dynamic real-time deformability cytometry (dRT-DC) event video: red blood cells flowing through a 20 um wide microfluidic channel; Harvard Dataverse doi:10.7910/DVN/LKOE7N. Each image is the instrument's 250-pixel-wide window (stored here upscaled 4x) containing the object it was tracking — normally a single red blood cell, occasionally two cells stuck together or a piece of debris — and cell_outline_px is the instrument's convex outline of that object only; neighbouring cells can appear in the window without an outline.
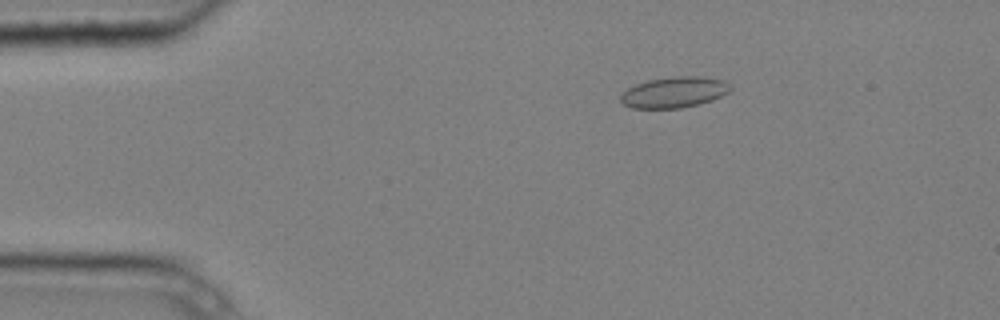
{"species": "common noctule bat (a hibernating species)", "species_latin": "Nyctalus noctula", "temperature_condition": "cold", "stored_images_in_passage": 4, "camera_frame_rate_fps": 3000, "um_per_image_px": 0.085, "animal": {"sex": "male", "body_mass_g": 20.4}, "frame": {"image": 1, "passage_image": 3, "time_ms": 0.667, "image_size_px": [1000, 320], "cell_outline_px": [[732, 88], [728, 92], [712, 100], [680, 108], [632, 108], [624, 104], [620, 100], [620, 96], [628, 88], [636, 84], [648, 80], [672, 76], [700, 76], [724, 80]], "centroid_in_image_um": [57.3, 7.83], "position_along_channel_um": 27.7, "area_um2": 19.59}}